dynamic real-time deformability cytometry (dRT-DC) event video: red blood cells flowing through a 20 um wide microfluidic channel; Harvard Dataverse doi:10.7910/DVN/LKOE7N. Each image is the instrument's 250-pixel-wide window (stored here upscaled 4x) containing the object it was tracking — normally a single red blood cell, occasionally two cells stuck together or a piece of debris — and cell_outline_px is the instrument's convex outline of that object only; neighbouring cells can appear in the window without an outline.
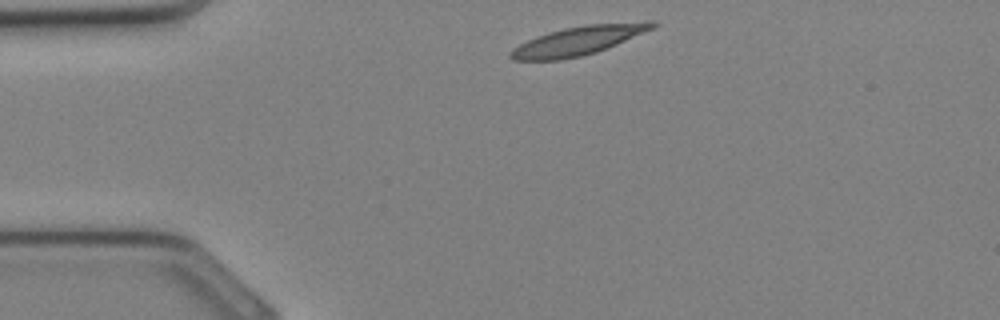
{"species": "Egyptian fruit bat (a non-hibernating species)", "species_latin": "Rousettus aegyptiacus", "temperature_condition": "cold", "stored_images_in_passage": 27, "camera_frame_rate_fps": 3000, "um_per_image_px": 0.085, "animal": {"sex": "female"}, "frame": {"image": 1, "passage_image": 1, "time_ms": 0.0, "image_size_px": [1000, 320], "cell_outline_px": [[660, 24], [656, 28], [596, 52], [580, 56], [560, 60], [512, 60], [508, 56], [508, 52], [512, 48], [536, 36], [548, 32], [564, 28], [584, 24], [644, 20], [656, 20]], "centroid_in_image_um": [49.24, 3.42], "position_along_channel_um": 35.8, "area_um2": 24.39}}
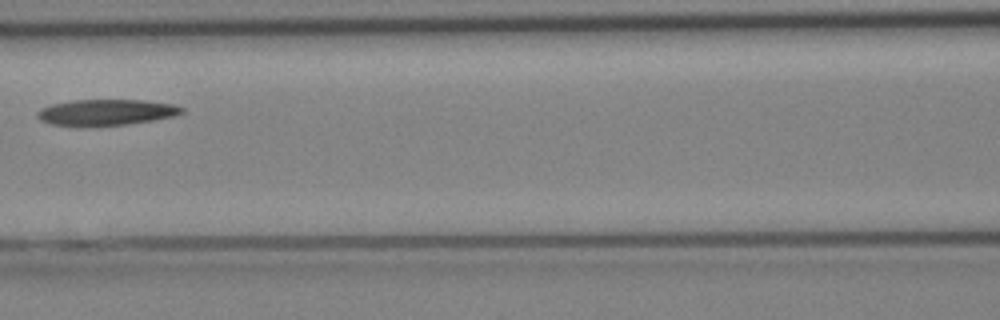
{"frame": {"image": 2, "passage_image": 9, "time_ms": 2.667, "image_size_px": [1000, 320], "cell_outline_px": [[184, 112], [176, 116], [152, 120], [124, 124], [76, 128], [52, 124], [40, 120], [36, 116], [36, 112], [40, 108], [52, 104], [72, 100], [144, 100], [172, 104], [184, 108]], "centroid_in_image_um": [8.96, 9.56], "position_along_channel_um": 157.6, "area_um2": 22.31}}
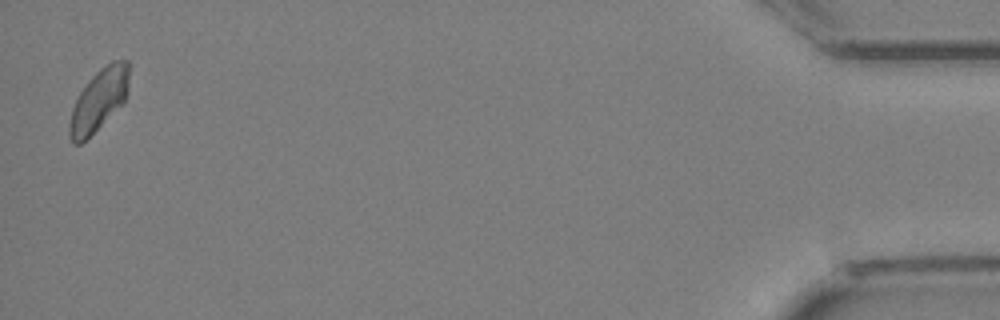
{"frame": {"image": 3, "passage_image": 27, "time_ms": 8.667, "image_size_px": [1000, 320], "cell_outline_px": [[132, 64], [128, 92], [124, 100], [80, 144], [72, 144], [68, 136], [68, 124], [72, 108], [80, 92], [88, 80], [104, 64], [112, 60], [128, 60]], "centroid_in_image_um": [8.42, 8.41], "position_along_channel_um": 426.8, "area_um2": 21.44}}